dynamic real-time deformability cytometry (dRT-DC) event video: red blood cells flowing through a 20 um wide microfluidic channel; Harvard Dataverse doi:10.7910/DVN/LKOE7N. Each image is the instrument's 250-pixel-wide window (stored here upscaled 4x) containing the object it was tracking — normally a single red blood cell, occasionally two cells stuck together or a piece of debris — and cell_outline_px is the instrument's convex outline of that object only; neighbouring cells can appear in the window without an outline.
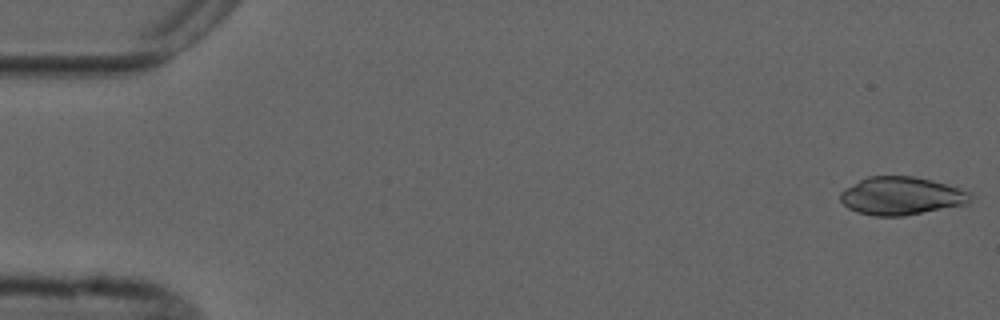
{"species": "common noctule bat (a hibernating species)", "species_latin": "Nyctalus noctula", "temperature_condition": "cold", "stored_images_in_passage": 6, "camera_frame_rate_fps": 3000, "um_per_image_px": 0.085, "animal": {"sex": "male", "forearm_length_mm": 52.5}, "frame": {"image": 1, "passage_image": 1, "time_ms": 0.0, "image_size_px": [1000, 320], "cell_outline_px": [[972, 196], [968, 204], [904, 216], [876, 216], [856, 212], [848, 208], [840, 200], [840, 192], [860, 180], [868, 176], [912, 176], [932, 180], [960, 188], [972, 192]], "centroid_in_image_um": [76.64, 16.66], "position_along_channel_um": 8.4, "area_um2": 28.9}}
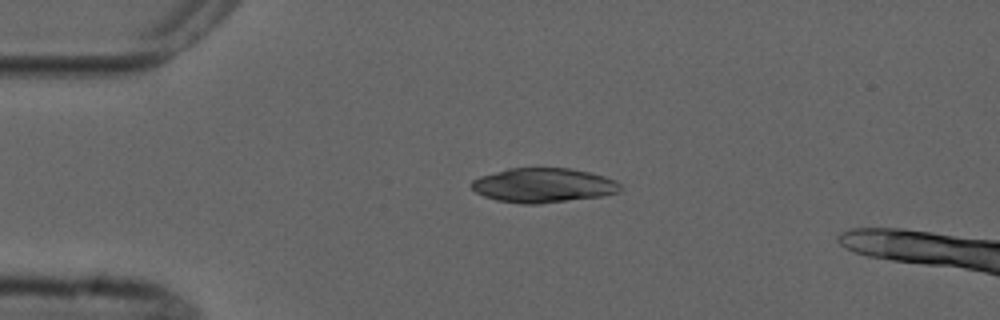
{"frame": {"image": 2, "passage_image": 4, "time_ms": 3.667, "image_size_px": [1000, 320], "cell_outline_px": [[620, 192], [604, 196], [536, 204], [520, 204], [496, 200], [484, 196], [476, 192], [468, 184], [472, 180], [480, 176], [508, 168], [568, 168], [592, 172], [616, 180], [620, 184]], "centroid_in_image_um": [46.18, 15.75], "position_along_channel_um": 38.8, "area_um2": 30.11}}